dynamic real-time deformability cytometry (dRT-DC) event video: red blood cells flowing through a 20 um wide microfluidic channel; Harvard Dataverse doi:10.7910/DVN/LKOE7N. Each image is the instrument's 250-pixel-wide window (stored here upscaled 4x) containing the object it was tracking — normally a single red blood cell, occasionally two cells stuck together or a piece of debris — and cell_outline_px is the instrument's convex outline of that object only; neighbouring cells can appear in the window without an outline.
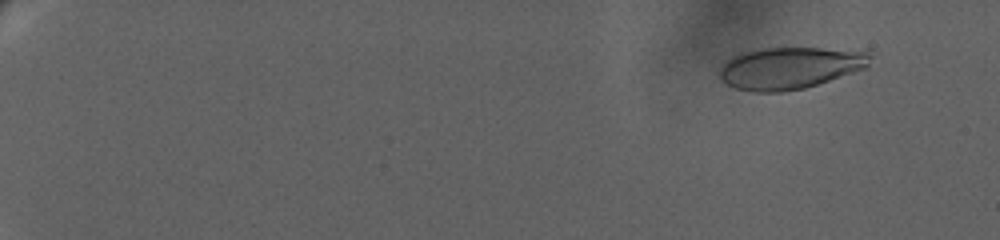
{"species": "human", "species_latin": "Homo sapiens", "temperature_condition": "warm", "stored_images_in_passage": 99, "camera_frame_rate_fps": 3000, "um_per_image_px": 0.085, "donor": {"sex": "female"}, "frame": {"image": 1, "passage_image": 10, "time_ms": 2.333, "image_size_px": [1000, 240], "cell_outline_px": [[872, 56], [868, 68], [804, 88], [780, 92], [756, 92], [736, 88], [720, 80], [720, 68], [732, 56], [740, 52], [752, 48], [868, 48]], "centroid_in_image_um": [67.24, 5.74], "position_along_channel_um": 17.8, "area_um2": 37.57}}
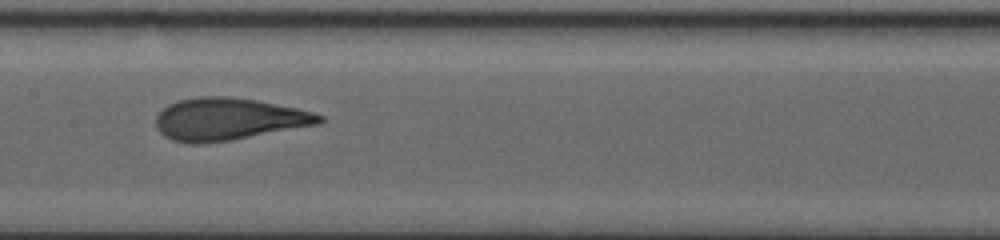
{"frame": {"image": 2, "passage_image": 58, "time_ms": 13.667, "image_size_px": [1000, 240], "cell_outline_px": [[324, 120], [320, 124], [228, 140], [200, 144], [188, 144], [172, 140], [164, 136], [156, 128], [156, 116], [168, 104], [176, 100], [196, 96], [228, 96], [256, 100], [296, 108], [312, 112], [324, 116]], "centroid_in_image_um": [19.38, 10.12], "position_along_channel_um": 188.0, "area_um2": 40.23}}
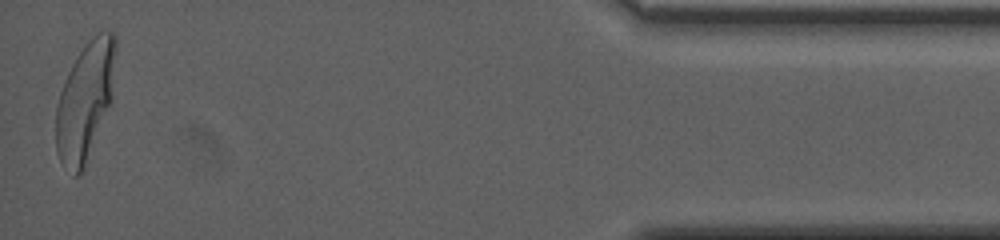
{"frame": {"image": 3, "passage_image": 97, "time_ms": 23.0, "image_size_px": [1000, 240], "cell_outline_px": [[116, 48], [108, 104], [84, 164], [80, 172], [76, 176], [72, 176], [60, 160], [56, 152], [56, 104], [60, 92], [68, 72], [72, 64], [88, 40], [96, 32], [112, 32], [116, 36]], "centroid_in_image_um": [7.17, 8.54], "position_along_channel_um": 428.0, "area_um2": 39.36}, "authors_computed_cell_mechanics": {"area_um2": 38.7838, "velocity_mm_per_s": 3.2184, "shape_relaxation_time_tau1_ms": 9.7532, "shape_relaxation_time_tau2_ms": null, "deformation_change_tau1": 0.3264, "deformation_change_tau2": null}}